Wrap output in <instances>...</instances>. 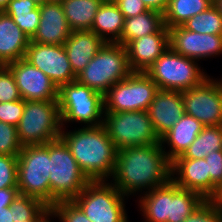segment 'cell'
I'll use <instances>...</instances> for the list:
<instances>
[{
  "label": "cell",
  "instance_id": "obj_1",
  "mask_svg": "<svg viewBox=\"0 0 222 222\" xmlns=\"http://www.w3.org/2000/svg\"><path fill=\"white\" fill-rule=\"evenodd\" d=\"M159 143L117 150L111 183L122 194L148 191L171 181L172 161ZM143 188V189H142Z\"/></svg>",
  "mask_w": 222,
  "mask_h": 222
},
{
  "label": "cell",
  "instance_id": "obj_2",
  "mask_svg": "<svg viewBox=\"0 0 222 222\" xmlns=\"http://www.w3.org/2000/svg\"><path fill=\"white\" fill-rule=\"evenodd\" d=\"M60 138L90 181H108L112 177L117 149L103 125L86 126L69 132L63 130Z\"/></svg>",
  "mask_w": 222,
  "mask_h": 222
},
{
  "label": "cell",
  "instance_id": "obj_3",
  "mask_svg": "<svg viewBox=\"0 0 222 222\" xmlns=\"http://www.w3.org/2000/svg\"><path fill=\"white\" fill-rule=\"evenodd\" d=\"M50 207L73 200L91 181L82 172L70 149L59 138L49 142Z\"/></svg>",
  "mask_w": 222,
  "mask_h": 222
},
{
  "label": "cell",
  "instance_id": "obj_4",
  "mask_svg": "<svg viewBox=\"0 0 222 222\" xmlns=\"http://www.w3.org/2000/svg\"><path fill=\"white\" fill-rule=\"evenodd\" d=\"M132 73L125 46L104 43L88 65L76 76V80L104 95L116 82Z\"/></svg>",
  "mask_w": 222,
  "mask_h": 222
},
{
  "label": "cell",
  "instance_id": "obj_5",
  "mask_svg": "<svg viewBox=\"0 0 222 222\" xmlns=\"http://www.w3.org/2000/svg\"><path fill=\"white\" fill-rule=\"evenodd\" d=\"M49 175V142L22 146L17 156L18 192L37 198L50 207Z\"/></svg>",
  "mask_w": 222,
  "mask_h": 222
},
{
  "label": "cell",
  "instance_id": "obj_6",
  "mask_svg": "<svg viewBox=\"0 0 222 222\" xmlns=\"http://www.w3.org/2000/svg\"><path fill=\"white\" fill-rule=\"evenodd\" d=\"M195 62V59L182 56L168 47L145 73L158 89L182 92L200 85L209 77Z\"/></svg>",
  "mask_w": 222,
  "mask_h": 222
},
{
  "label": "cell",
  "instance_id": "obj_7",
  "mask_svg": "<svg viewBox=\"0 0 222 222\" xmlns=\"http://www.w3.org/2000/svg\"><path fill=\"white\" fill-rule=\"evenodd\" d=\"M62 122L58 101H25L17 125L22 146L46 144L60 138Z\"/></svg>",
  "mask_w": 222,
  "mask_h": 222
},
{
  "label": "cell",
  "instance_id": "obj_8",
  "mask_svg": "<svg viewBox=\"0 0 222 222\" xmlns=\"http://www.w3.org/2000/svg\"><path fill=\"white\" fill-rule=\"evenodd\" d=\"M58 103L62 130L64 122L76 121L84 123V126H99L103 123V95L77 80L59 88Z\"/></svg>",
  "mask_w": 222,
  "mask_h": 222
},
{
  "label": "cell",
  "instance_id": "obj_9",
  "mask_svg": "<svg viewBox=\"0 0 222 222\" xmlns=\"http://www.w3.org/2000/svg\"><path fill=\"white\" fill-rule=\"evenodd\" d=\"M103 117L102 125L117 150L160 142L147 111L104 112Z\"/></svg>",
  "mask_w": 222,
  "mask_h": 222
},
{
  "label": "cell",
  "instance_id": "obj_10",
  "mask_svg": "<svg viewBox=\"0 0 222 222\" xmlns=\"http://www.w3.org/2000/svg\"><path fill=\"white\" fill-rule=\"evenodd\" d=\"M124 196L111 182L91 181L72 201L91 222H128Z\"/></svg>",
  "mask_w": 222,
  "mask_h": 222
},
{
  "label": "cell",
  "instance_id": "obj_11",
  "mask_svg": "<svg viewBox=\"0 0 222 222\" xmlns=\"http://www.w3.org/2000/svg\"><path fill=\"white\" fill-rule=\"evenodd\" d=\"M158 90L145 72H132L103 95L104 112L147 111Z\"/></svg>",
  "mask_w": 222,
  "mask_h": 222
},
{
  "label": "cell",
  "instance_id": "obj_12",
  "mask_svg": "<svg viewBox=\"0 0 222 222\" xmlns=\"http://www.w3.org/2000/svg\"><path fill=\"white\" fill-rule=\"evenodd\" d=\"M185 114L203 126H222V80L210 77L200 85L182 91Z\"/></svg>",
  "mask_w": 222,
  "mask_h": 222
},
{
  "label": "cell",
  "instance_id": "obj_13",
  "mask_svg": "<svg viewBox=\"0 0 222 222\" xmlns=\"http://www.w3.org/2000/svg\"><path fill=\"white\" fill-rule=\"evenodd\" d=\"M24 59L44 72L58 89L76 80L64 45L29 42Z\"/></svg>",
  "mask_w": 222,
  "mask_h": 222
},
{
  "label": "cell",
  "instance_id": "obj_14",
  "mask_svg": "<svg viewBox=\"0 0 222 222\" xmlns=\"http://www.w3.org/2000/svg\"><path fill=\"white\" fill-rule=\"evenodd\" d=\"M14 75L21 99L58 101V87L40 69L24 58L6 65Z\"/></svg>",
  "mask_w": 222,
  "mask_h": 222
},
{
  "label": "cell",
  "instance_id": "obj_15",
  "mask_svg": "<svg viewBox=\"0 0 222 222\" xmlns=\"http://www.w3.org/2000/svg\"><path fill=\"white\" fill-rule=\"evenodd\" d=\"M168 30L170 47L182 56L199 61L222 54V35L200 34L182 26Z\"/></svg>",
  "mask_w": 222,
  "mask_h": 222
},
{
  "label": "cell",
  "instance_id": "obj_16",
  "mask_svg": "<svg viewBox=\"0 0 222 222\" xmlns=\"http://www.w3.org/2000/svg\"><path fill=\"white\" fill-rule=\"evenodd\" d=\"M168 47L169 30L165 25L157 33L130 41L125 48L132 72H146Z\"/></svg>",
  "mask_w": 222,
  "mask_h": 222
},
{
  "label": "cell",
  "instance_id": "obj_17",
  "mask_svg": "<svg viewBox=\"0 0 222 222\" xmlns=\"http://www.w3.org/2000/svg\"><path fill=\"white\" fill-rule=\"evenodd\" d=\"M147 112L160 139L185 114L182 92L159 89Z\"/></svg>",
  "mask_w": 222,
  "mask_h": 222
},
{
  "label": "cell",
  "instance_id": "obj_18",
  "mask_svg": "<svg viewBox=\"0 0 222 222\" xmlns=\"http://www.w3.org/2000/svg\"><path fill=\"white\" fill-rule=\"evenodd\" d=\"M40 22L30 42L63 45L72 30L64 14L62 4L45 2L39 6Z\"/></svg>",
  "mask_w": 222,
  "mask_h": 222
},
{
  "label": "cell",
  "instance_id": "obj_19",
  "mask_svg": "<svg viewBox=\"0 0 222 222\" xmlns=\"http://www.w3.org/2000/svg\"><path fill=\"white\" fill-rule=\"evenodd\" d=\"M171 175V180L180 188L197 192L205 200H210V174L204 158L174 159Z\"/></svg>",
  "mask_w": 222,
  "mask_h": 222
},
{
  "label": "cell",
  "instance_id": "obj_20",
  "mask_svg": "<svg viewBox=\"0 0 222 222\" xmlns=\"http://www.w3.org/2000/svg\"><path fill=\"white\" fill-rule=\"evenodd\" d=\"M104 43L92 31L81 30L71 32V35L63 45L73 72L76 75L88 65Z\"/></svg>",
  "mask_w": 222,
  "mask_h": 222
},
{
  "label": "cell",
  "instance_id": "obj_21",
  "mask_svg": "<svg viewBox=\"0 0 222 222\" xmlns=\"http://www.w3.org/2000/svg\"><path fill=\"white\" fill-rule=\"evenodd\" d=\"M30 38L4 11L0 12V65L24 58Z\"/></svg>",
  "mask_w": 222,
  "mask_h": 222
},
{
  "label": "cell",
  "instance_id": "obj_22",
  "mask_svg": "<svg viewBox=\"0 0 222 222\" xmlns=\"http://www.w3.org/2000/svg\"><path fill=\"white\" fill-rule=\"evenodd\" d=\"M203 124L195 117L184 114L173 127L160 138V144H168L169 151L165 153L173 161L176 157L181 156L184 151L200 134Z\"/></svg>",
  "mask_w": 222,
  "mask_h": 222
},
{
  "label": "cell",
  "instance_id": "obj_23",
  "mask_svg": "<svg viewBox=\"0 0 222 222\" xmlns=\"http://www.w3.org/2000/svg\"><path fill=\"white\" fill-rule=\"evenodd\" d=\"M124 29V17L112 0H104L95 15L90 31L105 43H117ZM109 35V36H108Z\"/></svg>",
  "mask_w": 222,
  "mask_h": 222
},
{
  "label": "cell",
  "instance_id": "obj_24",
  "mask_svg": "<svg viewBox=\"0 0 222 222\" xmlns=\"http://www.w3.org/2000/svg\"><path fill=\"white\" fill-rule=\"evenodd\" d=\"M163 26V14L154 10H148L137 16L126 18L124 19V29L121 38L117 43L126 46L132 40L157 33Z\"/></svg>",
  "mask_w": 222,
  "mask_h": 222
},
{
  "label": "cell",
  "instance_id": "obj_25",
  "mask_svg": "<svg viewBox=\"0 0 222 222\" xmlns=\"http://www.w3.org/2000/svg\"><path fill=\"white\" fill-rule=\"evenodd\" d=\"M204 201L205 199L199 193L182 189L171 180L168 222H184Z\"/></svg>",
  "mask_w": 222,
  "mask_h": 222
},
{
  "label": "cell",
  "instance_id": "obj_26",
  "mask_svg": "<svg viewBox=\"0 0 222 222\" xmlns=\"http://www.w3.org/2000/svg\"><path fill=\"white\" fill-rule=\"evenodd\" d=\"M104 0H65V17L72 31H90L95 15Z\"/></svg>",
  "mask_w": 222,
  "mask_h": 222
},
{
  "label": "cell",
  "instance_id": "obj_27",
  "mask_svg": "<svg viewBox=\"0 0 222 222\" xmlns=\"http://www.w3.org/2000/svg\"><path fill=\"white\" fill-rule=\"evenodd\" d=\"M141 196L139 205L147 222H168L169 182Z\"/></svg>",
  "mask_w": 222,
  "mask_h": 222
},
{
  "label": "cell",
  "instance_id": "obj_28",
  "mask_svg": "<svg viewBox=\"0 0 222 222\" xmlns=\"http://www.w3.org/2000/svg\"><path fill=\"white\" fill-rule=\"evenodd\" d=\"M31 39L40 22L39 6L32 0H11L4 10Z\"/></svg>",
  "mask_w": 222,
  "mask_h": 222
},
{
  "label": "cell",
  "instance_id": "obj_29",
  "mask_svg": "<svg viewBox=\"0 0 222 222\" xmlns=\"http://www.w3.org/2000/svg\"><path fill=\"white\" fill-rule=\"evenodd\" d=\"M222 150V126H204L200 134L175 159H203L212 151Z\"/></svg>",
  "mask_w": 222,
  "mask_h": 222
},
{
  "label": "cell",
  "instance_id": "obj_30",
  "mask_svg": "<svg viewBox=\"0 0 222 222\" xmlns=\"http://www.w3.org/2000/svg\"><path fill=\"white\" fill-rule=\"evenodd\" d=\"M213 4L210 0H169L163 14L164 25L167 28L182 26L189 18L207 10Z\"/></svg>",
  "mask_w": 222,
  "mask_h": 222
},
{
  "label": "cell",
  "instance_id": "obj_31",
  "mask_svg": "<svg viewBox=\"0 0 222 222\" xmlns=\"http://www.w3.org/2000/svg\"><path fill=\"white\" fill-rule=\"evenodd\" d=\"M183 28L200 34L222 35V15L215 4L189 18Z\"/></svg>",
  "mask_w": 222,
  "mask_h": 222
},
{
  "label": "cell",
  "instance_id": "obj_32",
  "mask_svg": "<svg viewBox=\"0 0 222 222\" xmlns=\"http://www.w3.org/2000/svg\"><path fill=\"white\" fill-rule=\"evenodd\" d=\"M48 207L37 198L18 193L10 205L13 222H35Z\"/></svg>",
  "mask_w": 222,
  "mask_h": 222
},
{
  "label": "cell",
  "instance_id": "obj_33",
  "mask_svg": "<svg viewBox=\"0 0 222 222\" xmlns=\"http://www.w3.org/2000/svg\"><path fill=\"white\" fill-rule=\"evenodd\" d=\"M204 159L210 174V200H215L222 188V150L212 151Z\"/></svg>",
  "mask_w": 222,
  "mask_h": 222
},
{
  "label": "cell",
  "instance_id": "obj_34",
  "mask_svg": "<svg viewBox=\"0 0 222 222\" xmlns=\"http://www.w3.org/2000/svg\"><path fill=\"white\" fill-rule=\"evenodd\" d=\"M21 150L17 127L0 121V154L18 156Z\"/></svg>",
  "mask_w": 222,
  "mask_h": 222
},
{
  "label": "cell",
  "instance_id": "obj_35",
  "mask_svg": "<svg viewBox=\"0 0 222 222\" xmlns=\"http://www.w3.org/2000/svg\"><path fill=\"white\" fill-rule=\"evenodd\" d=\"M184 222H222V207L215 200H205Z\"/></svg>",
  "mask_w": 222,
  "mask_h": 222
},
{
  "label": "cell",
  "instance_id": "obj_36",
  "mask_svg": "<svg viewBox=\"0 0 222 222\" xmlns=\"http://www.w3.org/2000/svg\"><path fill=\"white\" fill-rule=\"evenodd\" d=\"M21 96L13 73L6 65L0 66V103L20 100Z\"/></svg>",
  "mask_w": 222,
  "mask_h": 222
},
{
  "label": "cell",
  "instance_id": "obj_37",
  "mask_svg": "<svg viewBox=\"0 0 222 222\" xmlns=\"http://www.w3.org/2000/svg\"><path fill=\"white\" fill-rule=\"evenodd\" d=\"M17 188V156L0 154V189Z\"/></svg>",
  "mask_w": 222,
  "mask_h": 222
},
{
  "label": "cell",
  "instance_id": "obj_38",
  "mask_svg": "<svg viewBox=\"0 0 222 222\" xmlns=\"http://www.w3.org/2000/svg\"><path fill=\"white\" fill-rule=\"evenodd\" d=\"M52 208L60 222H91L72 200L59 201Z\"/></svg>",
  "mask_w": 222,
  "mask_h": 222
},
{
  "label": "cell",
  "instance_id": "obj_39",
  "mask_svg": "<svg viewBox=\"0 0 222 222\" xmlns=\"http://www.w3.org/2000/svg\"><path fill=\"white\" fill-rule=\"evenodd\" d=\"M25 100L0 103V121L16 126L23 115Z\"/></svg>",
  "mask_w": 222,
  "mask_h": 222
},
{
  "label": "cell",
  "instance_id": "obj_40",
  "mask_svg": "<svg viewBox=\"0 0 222 222\" xmlns=\"http://www.w3.org/2000/svg\"><path fill=\"white\" fill-rule=\"evenodd\" d=\"M120 12L123 14L124 19L131 18L148 11L142 0H112Z\"/></svg>",
  "mask_w": 222,
  "mask_h": 222
},
{
  "label": "cell",
  "instance_id": "obj_41",
  "mask_svg": "<svg viewBox=\"0 0 222 222\" xmlns=\"http://www.w3.org/2000/svg\"><path fill=\"white\" fill-rule=\"evenodd\" d=\"M17 188L0 189V209L10 207L14 198L18 195Z\"/></svg>",
  "mask_w": 222,
  "mask_h": 222
},
{
  "label": "cell",
  "instance_id": "obj_42",
  "mask_svg": "<svg viewBox=\"0 0 222 222\" xmlns=\"http://www.w3.org/2000/svg\"><path fill=\"white\" fill-rule=\"evenodd\" d=\"M149 10L165 13L169 0H142Z\"/></svg>",
  "mask_w": 222,
  "mask_h": 222
},
{
  "label": "cell",
  "instance_id": "obj_43",
  "mask_svg": "<svg viewBox=\"0 0 222 222\" xmlns=\"http://www.w3.org/2000/svg\"><path fill=\"white\" fill-rule=\"evenodd\" d=\"M0 222H13L12 209L10 207L0 209Z\"/></svg>",
  "mask_w": 222,
  "mask_h": 222
},
{
  "label": "cell",
  "instance_id": "obj_44",
  "mask_svg": "<svg viewBox=\"0 0 222 222\" xmlns=\"http://www.w3.org/2000/svg\"><path fill=\"white\" fill-rule=\"evenodd\" d=\"M55 216V211L52 207H48L35 222H51L50 217Z\"/></svg>",
  "mask_w": 222,
  "mask_h": 222
},
{
  "label": "cell",
  "instance_id": "obj_45",
  "mask_svg": "<svg viewBox=\"0 0 222 222\" xmlns=\"http://www.w3.org/2000/svg\"><path fill=\"white\" fill-rule=\"evenodd\" d=\"M11 0H0V12L4 11Z\"/></svg>",
  "mask_w": 222,
  "mask_h": 222
},
{
  "label": "cell",
  "instance_id": "obj_46",
  "mask_svg": "<svg viewBox=\"0 0 222 222\" xmlns=\"http://www.w3.org/2000/svg\"><path fill=\"white\" fill-rule=\"evenodd\" d=\"M215 201L222 207V188L219 191V194H218L217 198L215 199Z\"/></svg>",
  "mask_w": 222,
  "mask_h": 222
},
{
  "label": "cell",
  "instance_id": "obj_47",
  "mask_svg": "<svg viewBox=\"0 0 222 222\" xmlns=\"http://www.w3.org/2000/svg\"><path fill=\"white\" fill-rule=\"evenodd\" d=\"M215 5L217 6V8L220 11V14L222 15V0H218Z\"/></svg>",
  "mask_w": 222,
  "mask_h": 222
},
{
  "label": "cell",
  "instance_id": "obj_48",
  "mask_svg": "<svg viewBox=\"0 0 222 222\" xmlns=\"http://www.w3.org/2000/svg\"><path fill=\"white\" fill-rule=\"evenodd\" d=\"M33 2H35L38 6L44 4L45 2H47V0H32Z\"/></svg>",
  "mask_w": 222,
  "mask_h": 222
},
{
  "label": "cell",
  "instance_id": "obj_49",
  "mask_svg": "<svg viewBox=\"0 0 222 222\" xmlns=\"http://www.w3.org/2000/svg\"><path fill=\"white\" fill-rule=\"evenodd\" d=\"M65 0H47V2L60 3L62 4Z\"/></svg>",
  "mask_w": 222,
  "mask_h": 222
},
{
  "label": "cell",
  "instance_id": "obj_50",
  "mask_svg": "<svg viewBox=\"0 0 222 222\" xmlns=\"http://www.w3.org/2000/svg\"><path fill=\"white\" fill-rule=\"evenodd\" d=\"M210 1L215 4L218 0H210Z\"/></svg>",
  "mask_w": 222,
  "mask_h": 222
}]
</instances>
